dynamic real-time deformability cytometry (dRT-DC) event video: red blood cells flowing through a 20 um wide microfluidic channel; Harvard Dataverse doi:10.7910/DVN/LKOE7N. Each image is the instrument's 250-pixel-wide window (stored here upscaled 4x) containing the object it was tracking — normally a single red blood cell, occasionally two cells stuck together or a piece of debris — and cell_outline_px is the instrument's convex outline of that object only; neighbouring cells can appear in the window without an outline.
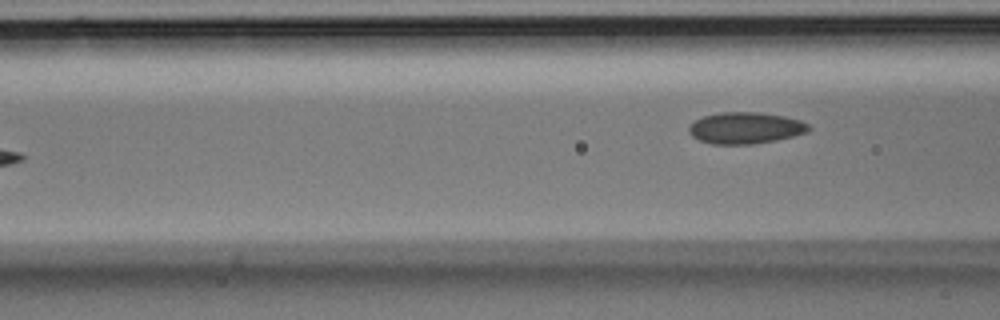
{"species": "Egyptian fruit bat (a non-hibernating species)", "species_latin": "Rousettus aegyptiacus", "temperature_condition": "room temperature", "stored_images_in_passage": 6, "camera_frame_rate_fps": 3000, "um_per_image_px": 0.085, "animal": {"sex": "male"}, "frame": {"image": 1, "passage_image": 6, "time_ms": 1.667, "image_size_px": [1000, 320], "cell_outline_px": [[812, 128], [808, 132], [776, 140], [752, 144], [712, 144], [700, 140], [692, 136], [688, 132], [688, 128], [696, 120], [704, 116], [720, 112], [760, 112], [784, 116], [800, 120], [808, 124]], "centroid_in_image_um": [63.38, 10.87], "position_along_channel_um": 103.2, "area_um2": 21.96}}